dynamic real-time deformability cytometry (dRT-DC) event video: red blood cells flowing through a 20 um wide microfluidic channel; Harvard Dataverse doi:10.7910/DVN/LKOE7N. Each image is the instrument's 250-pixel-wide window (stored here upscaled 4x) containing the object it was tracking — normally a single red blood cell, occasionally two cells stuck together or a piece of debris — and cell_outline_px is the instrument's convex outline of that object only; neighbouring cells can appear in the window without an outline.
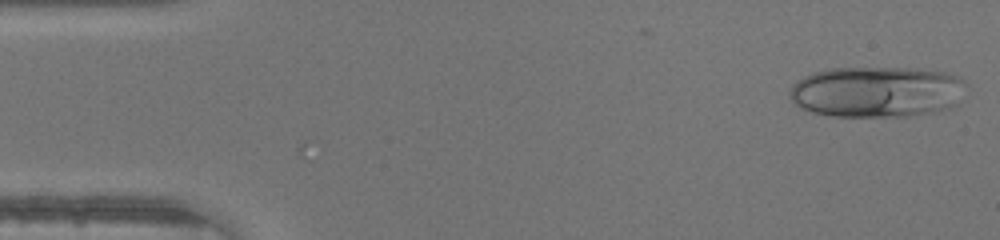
{"species": "human", "species_latin": "Homo sapiens", "temperature_condition": "warm", "stored_images_in_passage": 44, "camera_frame_rate_fps": 3000, "um_per_image_px": 0.085, "donor": {"sex": "male"}, "frame": {"image": 1, "passage_image": 1, "time_ms": 0.0, "image_size_px": [1000, 240], "cell_outline_px": [[968, 84], [956, 104], [948, 108], [932, 112], [908, 116], [832, 116], [812, 112], [800, 108], [788, 96], [788, 92], [792, 84], [796, 80], [812, 72], [828, 68], [916, 68], [948, 72], [960, 76]], "centroid_in_image_um": [74.53, 7.78], "position_along_channel_um": 10.5, "area_um2": 53.06}}
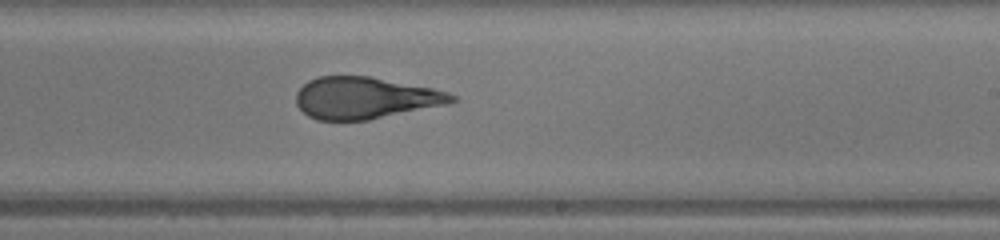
{"frame": {"image": 2, "passage_image": 26, "time_ms": 8.333, "image_size_px": [1000, 240], "cell_outline_px": [[460, 100], [448, 104], [368, 120], [316, 120], [308, 116], [296, 104], [296, 92], [308, 80], [320, 76], [368, 76], [432, 88], [448, 92], [456, 96]], "centroid_in_image_um": [31.04, 8.33], "position_along_channel_um": 258.0, "area_um2": 37.86}}
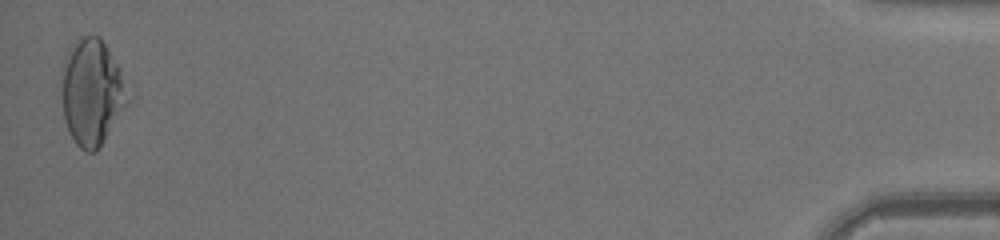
{"frame": {"image": 3, "passage_image": 44, "time_ms": 14.333, "image_size_px": [1000, 240], "cell_outline_px": [[132, 100], [100, 144], [92, 152], [88, 152], [80, 148], [76, 144], [64, 120], [60, 68], [68, 48], [76, 40], [84, 36], [100, 36], [116, 64], [132, 96]], "centroid_in_image_um": [7.8, 7.81], "position_along_channel_um": 427.4, "area_um2": 40.92}}